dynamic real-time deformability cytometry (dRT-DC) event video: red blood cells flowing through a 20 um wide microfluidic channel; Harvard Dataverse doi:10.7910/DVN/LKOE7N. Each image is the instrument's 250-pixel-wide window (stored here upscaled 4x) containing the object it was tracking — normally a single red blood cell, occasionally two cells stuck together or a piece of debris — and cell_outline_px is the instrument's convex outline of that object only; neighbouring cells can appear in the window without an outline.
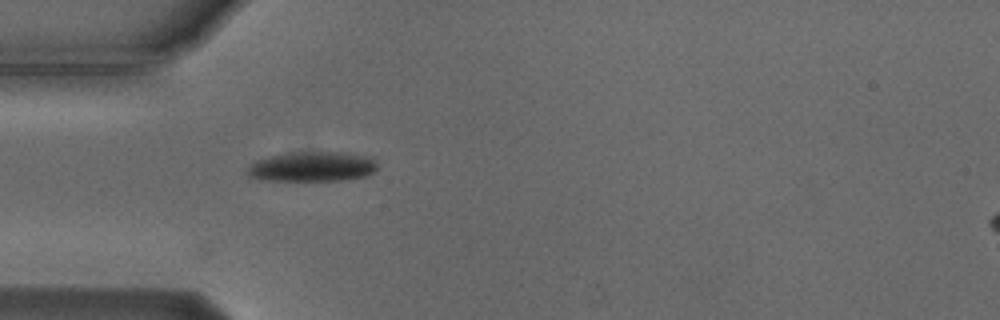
{"species": "Egyptian fruit bat (a non-hibernating species)", "species_latin": "Rousettus aegyptiacus", "temperature_condition": "cold", "stored_images_in_passage": 24, "camera_frame_rate_fps": 3000, "um_per_image_px": 0.085, "animal": {"sex": "male"}, "frame": {"image": 1, "passage_image": 1, "time_ms": 0.0, "image_size_px": [1000, 320], "cell_outline_px": [[376, 168], [368, 176], [344, 180], [260, 180], [248, 176], [244, 172], [256, 160], [272, 156], [296, 152], [340, 152], [372, 156], [376, 164]], "centroid_in_image_um": [26.55, 14.17], "position_along_channel_um": 58.5, "area_um2": 22.6}}
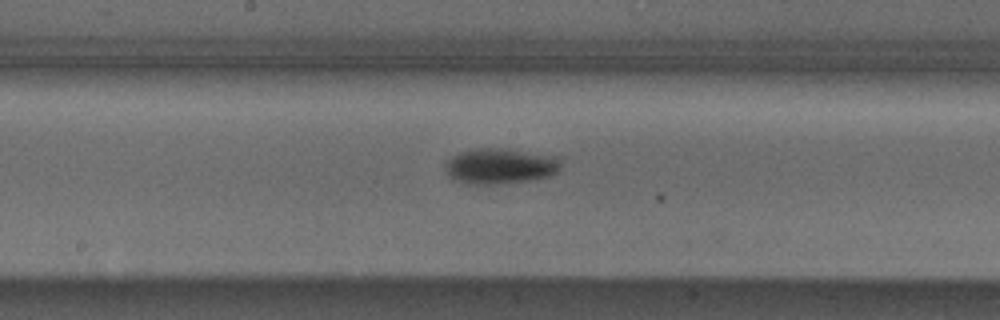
{"frame": {"image": 2, "passage_image": 13, "time_ms": 4.0, "image_size_px": [1000, 320], "cell_outline_px": [[560, 168], [556, 172], [548, 176], [532, 180], [496, 184], [472, 184], [460, 180], [452, 176], [448, 172], [448, 160], [452, 156], [460, 152], [480, 148], [508, 148], [556, 156], [560, 160]], "centroid_in_image_um": [42.6, 14.1], "position_along_channel_um": 205.6, "area_um2": 23.52}}
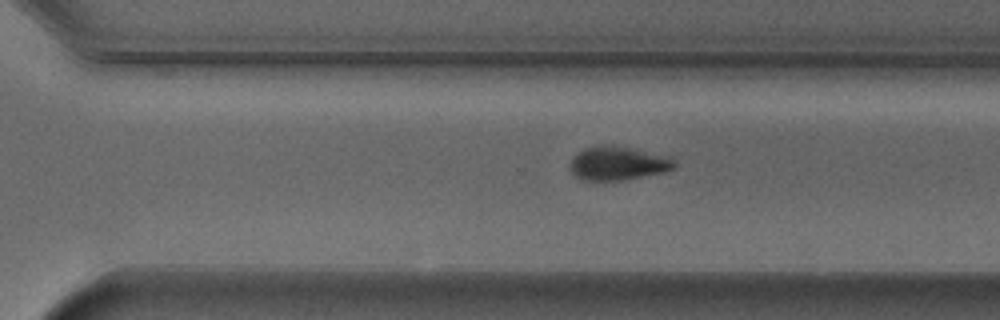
{"frame": {"image": 3, "passage_image": 22, "time_ms": 7.0, "image_size_px": [1000, 320], "cell_outline_px": [[676, 168], [664, 172], [624, 180], [584, 180], [576, 176], [568, 168], [568, 164], [572, 156], [584, 148], [636, 148], [676, 160]], "centroid_in_image_um": [52.52, 13.93], "position_along_channel_um": 318.1, "area_um2": 19.94}}